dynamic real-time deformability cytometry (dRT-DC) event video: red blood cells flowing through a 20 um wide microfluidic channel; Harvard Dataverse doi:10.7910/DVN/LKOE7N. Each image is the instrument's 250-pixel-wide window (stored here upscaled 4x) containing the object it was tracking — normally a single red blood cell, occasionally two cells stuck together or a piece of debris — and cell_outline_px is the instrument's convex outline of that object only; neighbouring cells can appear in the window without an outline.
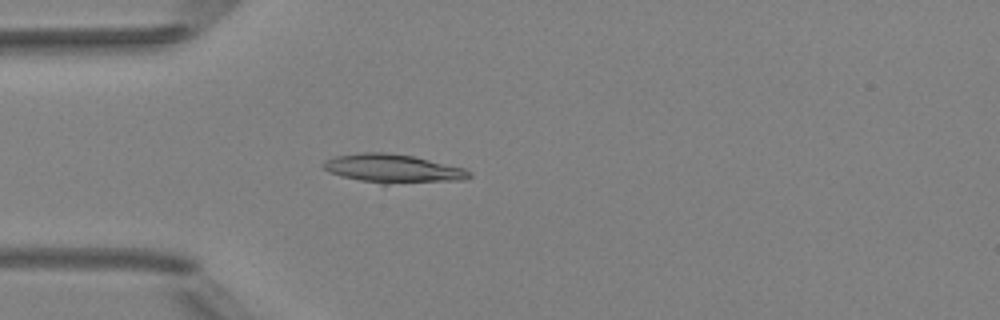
{"species": "Egyptian fruit bat (a non-hibernating species)", "species_latin": "Rousettus aegyptiacus", "temperature_condition": "room temperature", "stored_images_in_passage": 3, "camera_frame_rate_fps": 3000, "um_per_image_px": 0.085, "animal": {"sex": "female"}, "frame": {"image": 1, "passage_image": 3, "time_ms": 3.333, "image_size_px": [1000, 320], "cell_outline_px": [[472, 176], [464, 180], [384, 184], [360, 180], [340, 176], [328, 172], [320, 164], [324, 160], [336, 156], [360, 152], [384, 152], [412, 156], [464, 168], [472, 172]], "centroid_in_image_um": [33.37, 14.32], "position_along_channel_um": 51.6, "area_um2": 24.28}}